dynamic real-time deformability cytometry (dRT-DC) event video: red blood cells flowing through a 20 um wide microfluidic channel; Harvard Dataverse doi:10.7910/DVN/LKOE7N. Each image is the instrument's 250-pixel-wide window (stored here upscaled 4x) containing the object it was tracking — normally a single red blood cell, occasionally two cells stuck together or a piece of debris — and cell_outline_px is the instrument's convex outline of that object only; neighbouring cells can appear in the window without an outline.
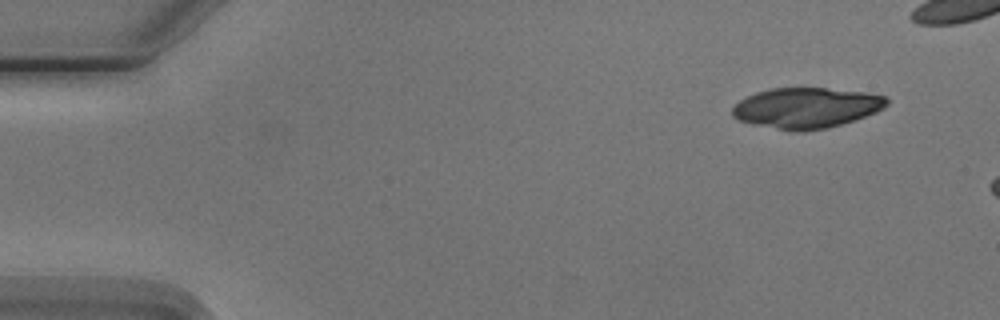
{"species": "Egyptian fruit bat (a non-hibernating species)", "species_latin": "Rousettus aegyptiacus", "temperature_condition": "cold", "stored_images_in_passage": 4, "camera_frame_rate_fps": 3000, "um_per_image_px": 0.085, "animal": {"sex": "male"}, "frame": {"image": 1, "passage_image": 1, "time_ms": 0.0, "image_size_px": [1000, 320], "cell_outline_px": [[888, 104], [884, 108], [876, 112], [840, 124], [824, 128], [780, 128], [756, 124], [740, 120], [732, 116], [732, 108], [740, 100], [756, 92], [772, 88], [824, 88], [868, 92], [888, 96]], "centroid_in_image_um": [68.59, 9.11], "position_along_channel_um": 16.4, "area_um2": 35.37}}